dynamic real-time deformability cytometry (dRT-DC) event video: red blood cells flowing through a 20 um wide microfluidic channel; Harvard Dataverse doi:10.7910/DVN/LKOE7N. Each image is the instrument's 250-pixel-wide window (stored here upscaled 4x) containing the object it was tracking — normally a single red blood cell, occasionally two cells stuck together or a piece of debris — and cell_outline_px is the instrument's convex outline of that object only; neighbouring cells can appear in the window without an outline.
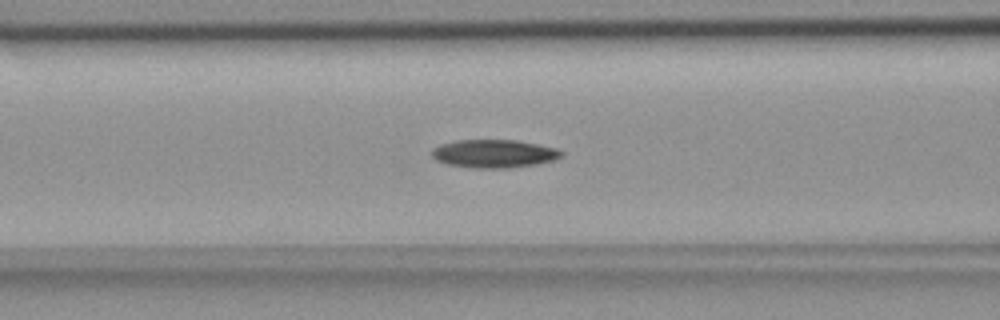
{"species": "common noctule bat (a hibernating species)", "species_latin": "Nyctalus noctula", "temperature_condition": "room temperature", "stored_images_in_passage": 55, "camera_frame_rate_fps": 3000, "um_per_image_px": 0.085, "animal": {"sex": "female", "body_mass_g": 18.4}, "frame": {"image": 1, "passage_image": 22, "time_ms": 7.0, "image_size_px": [1000, 320], "cell_outline_px": [[564, 156], [556, 160], [536, 164], [508, 168], [472, 168], [448, 164], [436, 160], [432, 156], [432, 148], [440, 144], [456, 140], [516, 140], [556, 148], [564, 152]], "centroid_in_image_um": [42.01, 13.06], "position_along_channel_um": 124.6, "area_um2": 21.39}}
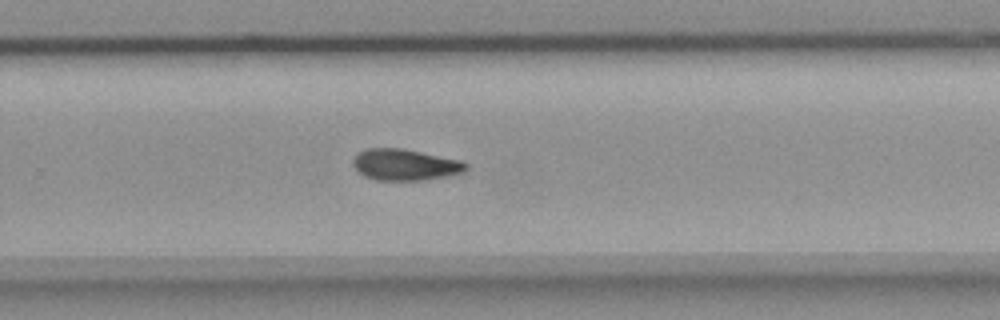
{"frame": {"image": 2, "passage_image": 36, "time_ms": 11.667, "image_size_px": [1000, 320], "cell_outline_px": [[468, 168], [464, 172], [448, 176], [424, 180], [376, 180], [364, 176], [352, 164], [352, 160], [356, 152], [368, 148], [400, 148], [460, 160], [468, 164]], "centroid_in_image_um": [34.41, 14.0], "position_along_channel_um": 295.4, "area_um2": 20.63}}
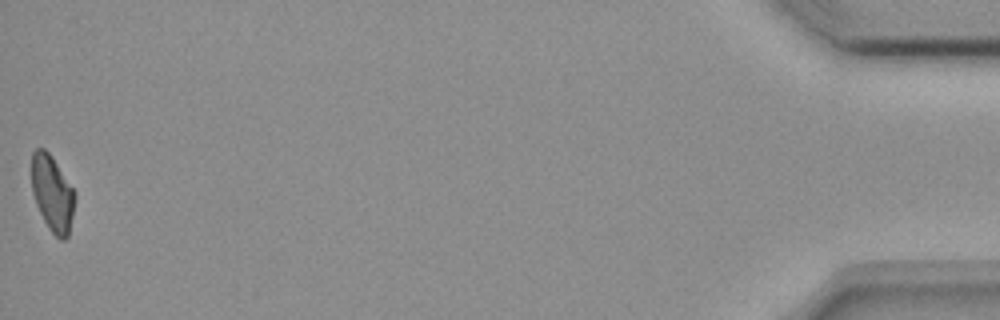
{"frame": {"image": 3, "passage_image": 55, "time_ms": 18.0, "image_size_px": [1000, 320], "cell_outline_px": [[76, 196], [68, 236], [64, 240], [60, 240], [48, 228], [36, 204], [32, 192], [32, 152], [36, 148], [44, 148], [52, 156], [76, 192]], "centroid_in_image_um": [4.46, 16.43], "position_along_channel_um": 430.7, "area_um2": 19.19}, "authors_computed_cell_mechanics": {"area_um2": 20.6346, "velocity_mm_per_s": 3.6776, "shape_relaxation_time_tau1_ms": 6.3405, "shape_relaxation_time_tau2_ms": null, "deformation_change_tau1": 0.1616, "deformation_change_tau2": null}}